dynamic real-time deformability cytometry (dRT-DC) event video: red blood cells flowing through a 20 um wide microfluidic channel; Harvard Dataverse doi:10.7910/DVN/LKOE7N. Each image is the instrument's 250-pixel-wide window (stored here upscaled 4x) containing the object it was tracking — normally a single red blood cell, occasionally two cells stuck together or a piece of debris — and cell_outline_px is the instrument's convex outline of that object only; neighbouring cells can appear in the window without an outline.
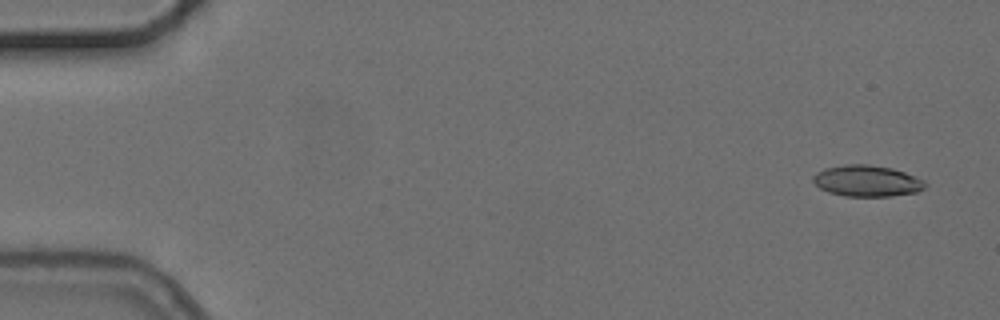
{"species": "common noctule bat (a hibernating species)", "species_latin": "Nyctalus noctula", "temperature_condition": "cold", "stored_images_in_passage": 5, "camera_frame_rate_fps": 3000, "um_per_image_px": 0.085, "animal": {"sex": "female", "body_mass_g": 24.6, "forearm_length_mm": 56.2}, "frame": {"image": 1, "passage_image": 1, "time_ms": 0.0, "image_size_px": [1000, 320], "cell_outline_px": [[928, 184], [924, 188], [916, 192], [892, 196], [844, 196], [828, 192], [820, 188], [812, 180], [812, 176], [816, 172], [824, 168], [844, 164], [868, 164], [892, 168], [904, 172], [924, 180]], "centroid_in_image_um": [73.67, 15.37], "position_along_channel_um": 11.3, "area_um2": 20.52}}
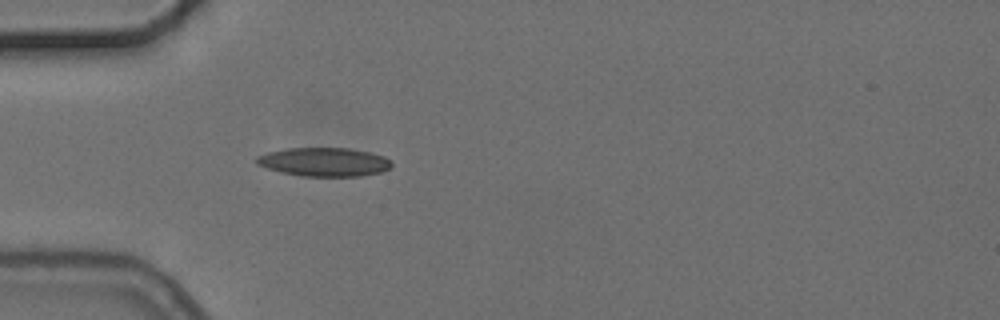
{"frame": {"image": 2, "passage_image": 5, "time_ms": 4.667, "image_size_px": [1000, 320], "cell_outline_px": [[392, 164], [384, 172], [360, 176], [300, 176], [280, 172], [256, 164], [256, 156], [268, 152], [288, 148], [348, 148], [372, 152], [384, 156], [392, 160]], "centroid_in_image_um": [27.58, 13.76], "position_along_channel_um": 57.4, "area_um2": 22.77}}